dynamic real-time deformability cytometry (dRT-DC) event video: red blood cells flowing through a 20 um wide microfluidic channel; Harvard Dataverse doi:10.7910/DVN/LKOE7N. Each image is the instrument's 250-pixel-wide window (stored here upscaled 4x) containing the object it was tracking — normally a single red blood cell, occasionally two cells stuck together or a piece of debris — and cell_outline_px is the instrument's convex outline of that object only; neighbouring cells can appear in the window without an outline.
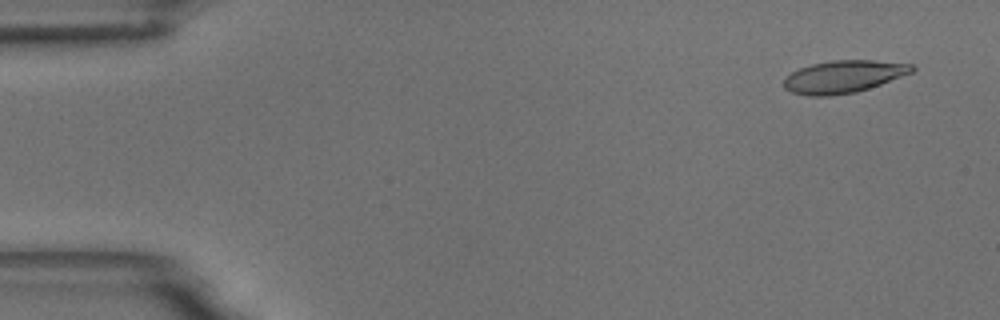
{"species": "common noctule bat (a hibernating species)", "species_latin": "Nyctalus noctula", "temperature_condition": "room temperature", "stored_images_in_passage": 55, "camera_frame_rate_fps": 3000, "um_per_image_px": 0.085, "animal": {"sex": "male", "body_mass_g": 18.8}, "frame": {"image": 1, "passage_image": 3, "time_ms": 0.667, "image_size_px": [1000, 320], "cell_outline_px": [[916, 68], [912, 72], [880, 84], [856, 92], [828, 96], [808, 96], [792, 92], [784, 88], [784, 80], [792, 72], [800, 68], [812, 64], [832, 60], [872, 60], [912, 64]], "centroid_in_image_um": [71.69, 6.51], "position_along_channel_um": 13.3, "area_um2": 23.99}}
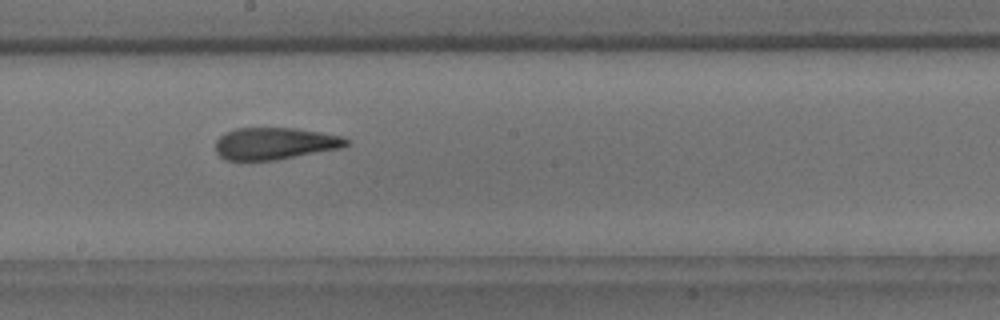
{"frame": {"image": 2, "passage_image": 30, "time_ms": 9.667, "image_size_px": [1000, 320], "cell_outline_px": [[352, 144], [340, 148], [276, 160], [224, 160], [216, 152], [216, 140], [224, 132], [236, 128], [296, 128], [344, 136], [352, 140]], "centroid_in_image_um": [23.4, 12.19], "position_along_channel_um": 224.8, "area_um2": 24.62}}
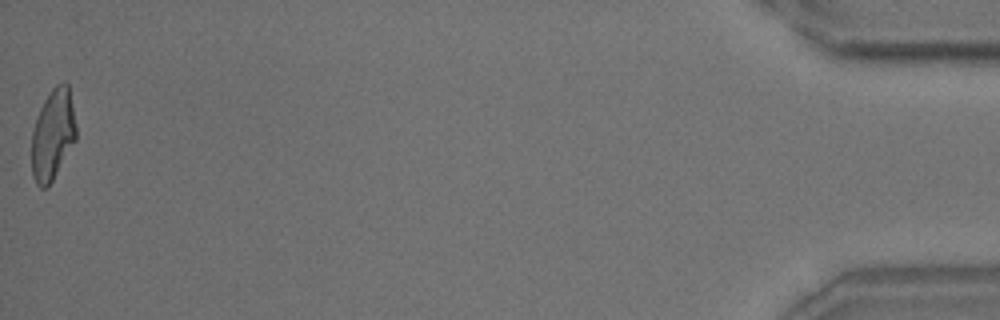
{"frame": {"image": 3, "passage_image": 55, "time_ms": 18.0, "image_size_px": [1000, 320], "cell_outline_px": [[76, 140], [48, 188], [40, 188], [36, 184], [32, 176], [32, 132], [36, 116], [44, 100], [52, 88], [56, 84], [64, 80], [68, 84], [76, 124]], "centroid_in_image_um": [4.48, 11.45], "position_along_channel_um": 430.7, "area_um2": 23.76}, "authors_computed_cell_mechanics": {"area_um2": 24.7962, "velocity_mm_per_s": 3.6224, "shape_relaxation_time_tau1_ms": 7.8286, "shape_relaxation_time_tau2_ms": 2.5385, "deformation_change_tau1": 0.2323, "deformation_change_tau2": 0.1205}}